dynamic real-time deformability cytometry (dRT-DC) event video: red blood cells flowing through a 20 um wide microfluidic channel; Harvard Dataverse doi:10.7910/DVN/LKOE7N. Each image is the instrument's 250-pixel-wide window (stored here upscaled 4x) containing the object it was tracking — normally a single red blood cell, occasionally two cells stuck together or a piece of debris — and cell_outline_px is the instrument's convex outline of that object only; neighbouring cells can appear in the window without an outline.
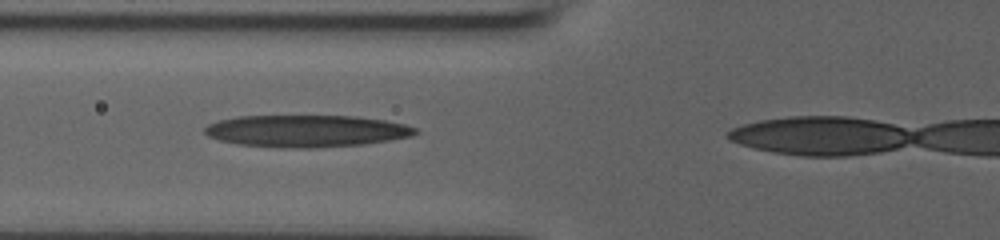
{"species": "human", "species_latin": "Homo sapiens", "temperature_condition": "room temperature", "stored_images_in_passage": 33, "camera_frame_rate_fps": 3000, "um_per_image_px": 0.085, "donor": {"sex": "male"}, "frame": {"image": 1, "passage_image": 11, "time_ms": 3.333, "image_size_px": [1000, 240], "cell_outline_px": [[420, 132], [412, 136], [364, 144], [316, 148], [300, 148], [236, 144], [220, 140], [208, 136], [204, 132], [204, 128], [208, 124], [220, 120], [236, 116], [360, 116], [384, 120], [404, 124], [416, 128]], "centroid_in_image_um": [26.06, 11.13], "position_along_channel_um": 99.7, "area_um2": 39.25}}
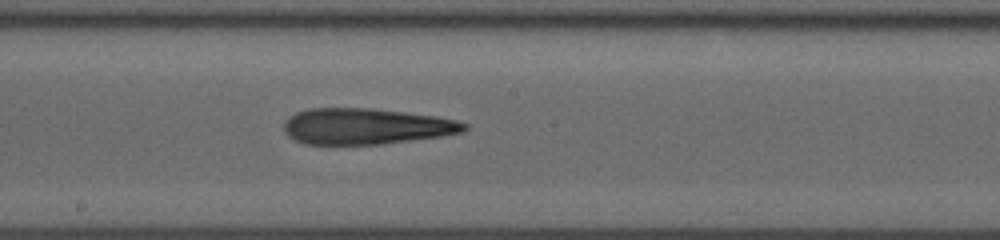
{"frame": {"image": 2, "passage_image": 19, "time_ms": 6.0, "image_size_px": [1000, 240], "cell_outline_px": [[468, 128], [464, 132], [444, 136], [380, 144], [304, 144], [288, 136], [284, 132], [284, 120], [288, 116], [296, 112], [308, 108], [372, 108], [436, 116], [456, 120], [468, 124]], "centroid_in_image_um": [31.11, 10.73], "position_along_channel_um": 217.1, "area_um2": 38.09}}
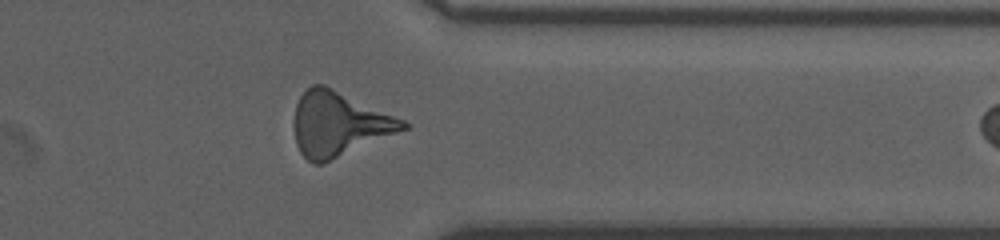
{"frame": {"image": 3, "passage_image": 32, "time_ms": 10.333, "image_size_px": [1000, 240], "cell_outline_px": [[412, 124], [408, 128], [324, 164], [312, 164], [300, 152], [296, 144], [296, 104], [300, 96], [312, 84], [324, 84], [404, 120]], "centroid_in_image_um": [28.82, 10.56], "position_along_channel_um": 382.6, "area_um2": 40.46}}